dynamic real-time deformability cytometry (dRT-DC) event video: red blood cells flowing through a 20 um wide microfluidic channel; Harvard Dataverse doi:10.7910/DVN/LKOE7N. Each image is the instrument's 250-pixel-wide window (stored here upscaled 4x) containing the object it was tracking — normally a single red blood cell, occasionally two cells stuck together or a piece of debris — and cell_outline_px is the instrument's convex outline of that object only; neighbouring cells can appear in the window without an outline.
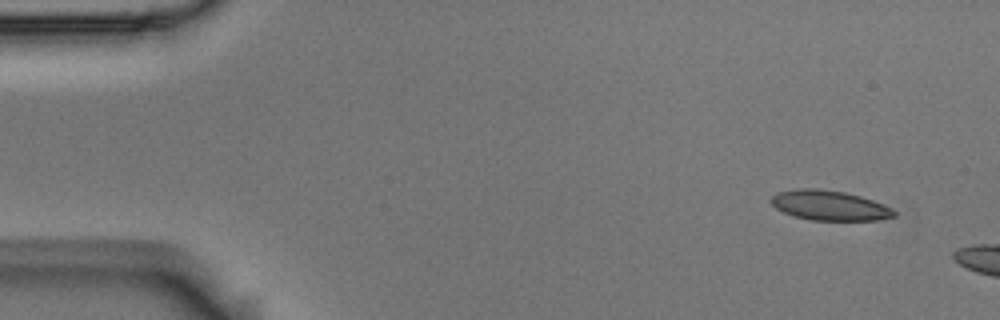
{"species": "Egyptian fruit bat (a non-hibernating species)", "species_latin": "Rousettus aegyptiacus", "temperature_condition": "room temperature", "stored_images_in_passage": 3, "camera_frame_rate_fps": 3000, "um_per_image_px": 0.085, "animal": {"sex": "male"}, "frame": {"image": 1, "passage_image": 1, "time_ms": 0.0, "image_size_px": [1000, 320], "cell_outline_px": [[896, 216], [876, 220], [812, 220], [796, 216], [784, 212], [776, 208], [768, 200], [776, 192], [796, 188], [816, 188], [844, 192], [860, 196], [884, 204], [892, 208], [896, 212]], "centroid_in_image_um": [70.49, 17.45], "position_along_channel_um": 14.5, "area_um2": 21.44}}